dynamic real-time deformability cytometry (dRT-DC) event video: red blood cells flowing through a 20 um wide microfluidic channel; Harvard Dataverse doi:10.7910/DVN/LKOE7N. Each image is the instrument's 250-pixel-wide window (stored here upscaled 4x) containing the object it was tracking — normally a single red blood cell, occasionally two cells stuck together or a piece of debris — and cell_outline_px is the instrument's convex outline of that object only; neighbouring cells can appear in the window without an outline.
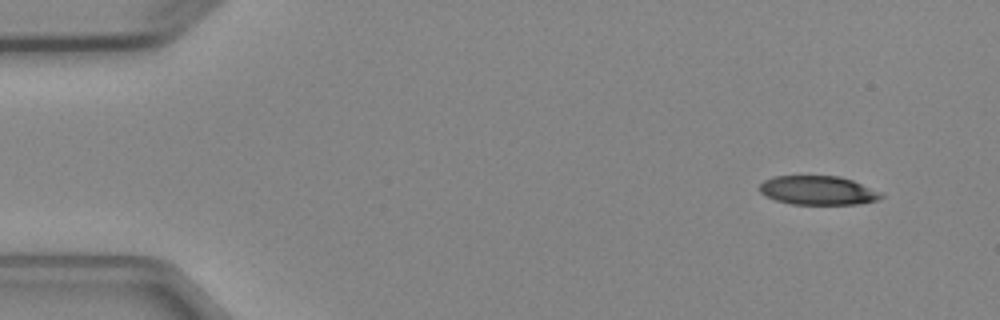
{"species": "Egyptian fruit bat (a non-hibernating species)", "species_latin": "Rousettus aegyptiacus", "temperature_condition": "cold", "stored_images_in_passage": 4, "camera_frame_rate_fps": 3000, "um_per_image_px": 0.085, "animal": {"sex": "female"}, "frame": {"image": 1, "passage_image": 1, "time_ms": 0.0, "image_size_px": [1000, 320], "cell_outline_px": [[884, 196], [876, 200], [860, 204], [792, 204], [776, 200], [764, 196], [760, 192], [760, 184], [764, 180], [772, 176], [840, 176], [852, 180], [884, 192]], "centroid_in_image_um": [69.55, 16.18], "position_along_channel_um": 15.5, "area_um2": 20.69}}
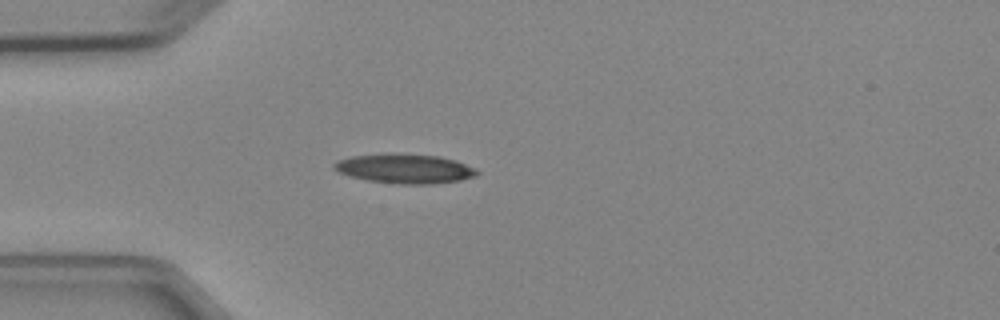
{"frame": {"image": 2, "passage_image": 4, "time_ms": 3.333, "image_size_px": [1000, 320], "cell_outline_px": [[480, 172], [476, 176], [460, 180], [432, 184], [400, 184], [368, 180], [352, 176], [340, 172], [332, 168], [332, 164], [336, 160], [352, 156], [384, 152], [392, 152], [440, 156], [456, 160], [476, 168]], "centroid_in_image_um": [34.41, 14.31], "position_along_channel_um": 50.6, "area_um2": 24.91}}